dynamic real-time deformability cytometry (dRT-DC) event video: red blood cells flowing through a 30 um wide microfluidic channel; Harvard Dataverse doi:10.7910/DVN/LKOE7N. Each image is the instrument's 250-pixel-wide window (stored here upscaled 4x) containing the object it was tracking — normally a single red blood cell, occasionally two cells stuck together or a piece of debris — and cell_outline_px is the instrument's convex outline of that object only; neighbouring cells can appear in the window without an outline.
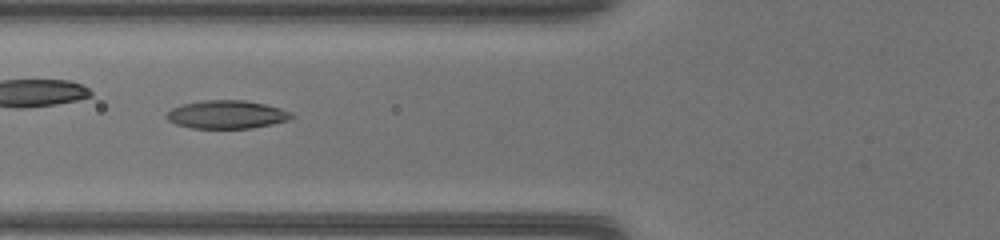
{"species": "common noctule bat (a hibernating species)", "species_latin": "Nyctalus noctula", "temperature_condition": "warm", "stored_images_in_passage": 43, "camera_frame_rate_fps": 3000, "um_per_image_px": 0.085, "animal": {"sex": "female", "body_mass_g": 17.0, "forearm_length_mm": 48.0}, "frame": {"image": 1, "passage_image": 19, "time_ms": 6.0, "image_size_px": [1000, 240], "cell_outline_px": [[296, 116], [288, 120], [272, 124], [252, 128], [192, 128], [176, 124], [168, 120], [164, 116], [172, 108], [184, 104], [204, 100], [244, 100], [264, 104], [280, 108], [292, 112]], "centroid_in_image_um": [19.29, 9.73], "position_along_channel_um": 106.5, "area_um2": 20.52}}